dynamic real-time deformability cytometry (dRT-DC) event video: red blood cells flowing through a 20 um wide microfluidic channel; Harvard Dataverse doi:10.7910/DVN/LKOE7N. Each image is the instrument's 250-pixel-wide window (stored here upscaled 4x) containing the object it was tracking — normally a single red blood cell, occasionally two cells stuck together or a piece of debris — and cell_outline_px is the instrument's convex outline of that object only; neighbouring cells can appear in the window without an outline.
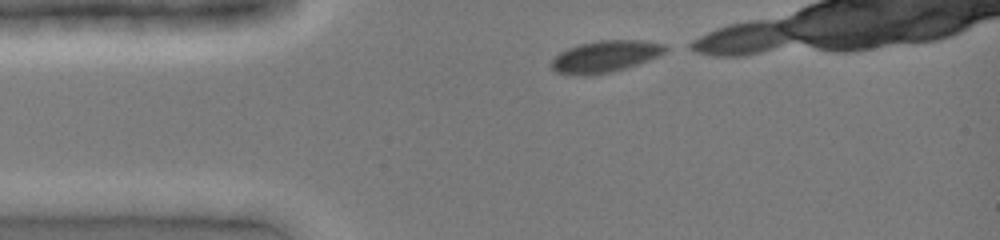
{"species": "common noctule bat (a hibernating species)", "species_latin": "Nyctalus noctula", "temperature_condition": "cold", "stored_images_in_passage": 8, "camera_frame_rate_fps": 3000, "um_per_image_px": 0.085, "animal": {"sex": "female", "body_mass_g": 19.0, "forearm_length_mm": 51.5}, "frame": {"image": 1, "passage_image": 1, "time_ms": 0.0, "image_size_px": [1000, 240], "cell_outline_px": [[672, 48], [648, 60], [612, 72], [592, 76], [576, 76], [556, 72], [548, 64], [560, 52], [568, 48], [580, 44], [600, 40], [644, 40], [668, 44]], "centroid_in_image_um": [51.45, 4.8], "position_along_channel_um": 33.6, "area_um2": 21.33}}